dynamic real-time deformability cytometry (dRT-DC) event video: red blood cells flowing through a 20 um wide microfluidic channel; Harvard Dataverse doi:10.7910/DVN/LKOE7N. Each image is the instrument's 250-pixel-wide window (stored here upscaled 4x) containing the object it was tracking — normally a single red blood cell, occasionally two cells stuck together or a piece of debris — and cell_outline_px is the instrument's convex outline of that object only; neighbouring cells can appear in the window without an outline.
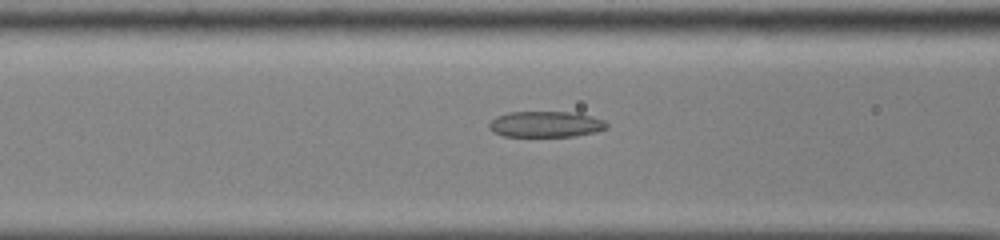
{"species": "common noctule bat (a hibernating species)", "species_latin": "Nyctalus noctula", "temperature_condition": "cold", "stored_images_in_passage": 45, "camera_frame_rate_fps": 3000, "um_per_image_px": 0.085, "animal": {"sex": "male", "body_mass_g": 13.0, "forearm_length_mm": 53.1}, "frame": {"image": 1, "passage_image": 15, "time_ms": 4.667, "image_size_px": [1000, 240], "cell_outline_px": [[608, 128], [596, 132], [576, 136], [504, 136], [492, 132], [488, 128], [488, 124], [496, 116], [508, 112], [576, 112], [592, 116], [604, 120], [608, 124]], "centroid_in_image_um": [46.4, 10.56], "position_along_channel_um": 120.2, "area_um2": 17.98}}
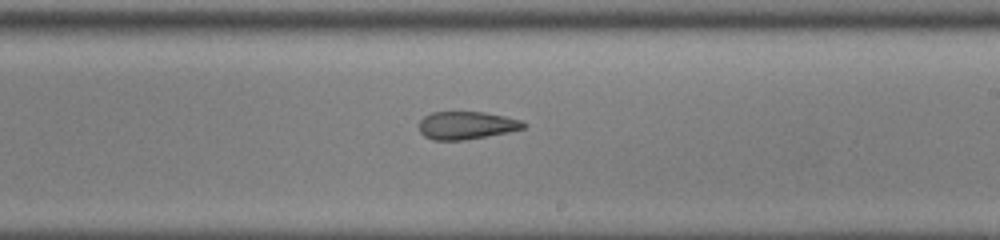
{"frame": {"image": 2, "passage_image": 25, "time_ms": 8.0, "image_size_px": [1000, 240], "cell_outline_px": [[528, 124], [524, 128], [508, 132], [488, 136], [464, 140], [432, 140], [424, 136], [420, 132], [420, 120], [424, 116], [432, 112], [484, 112], [524, 120]], "centroid_in_image_um": [39.68, 10.65], "position_along_channel_um": 249.3, "area_um2": 17.05}}
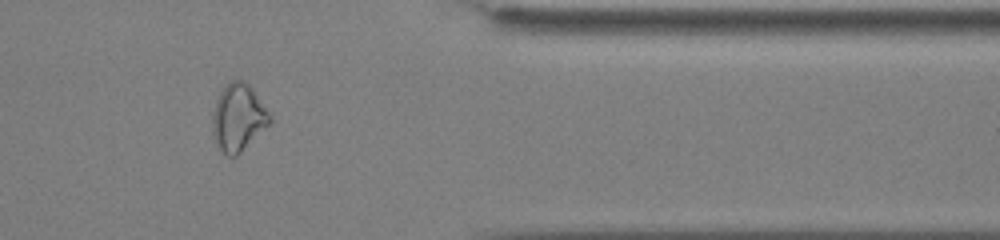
{"frame": {"image": 3, "passage_image": 37, "time_ms": 12.0, "image_size_px": [1000, 240], "cell_outline_px": [[272, 124], [236, 156], [228, 156], [216, 144], [212, 132], [212, 112], [216, 100], [224, 84], [228, 80], [244, 80], [252, 88], [272, 116]], "centroid_in_image_um": [20.26, 9.98], "position_along_channel_um": 391.1, "area_um2": 22.83}, "authors_computed_cell_mechanics": {"area_um2": 19.8832, "velocity_mm_per_s": 3.8796, "shape_relaxation_time_tau1_ms": null, "shape_relaxation_time_tau2_ms": 4.8484, "deformation_change_tau1": null, "deformation_change_tau2": 0.153}}